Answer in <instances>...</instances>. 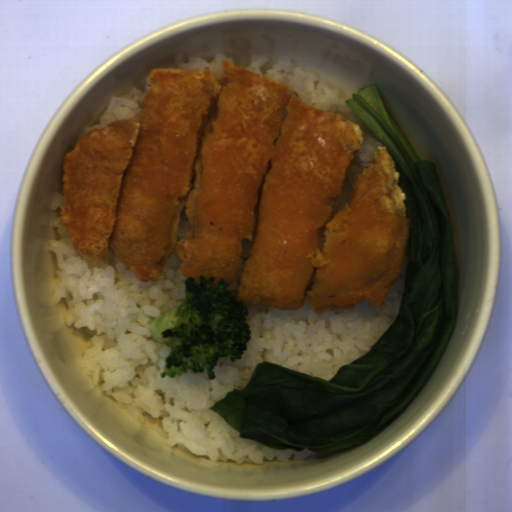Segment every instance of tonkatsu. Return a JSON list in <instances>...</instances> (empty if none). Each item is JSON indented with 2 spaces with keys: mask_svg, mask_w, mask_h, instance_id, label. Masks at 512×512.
<instances>
[{
  "mask_svg": "<svg viewBox=\"0 0 512 512\" xmlns=\"http://www.w3.org/2000/svg\"><path fill=\"white\" fill-rule=\"evenodd\" d=\"M150 71L136 118L90 128L63 159L58 211L72 248L141 282L179 274L232 285L235 299L317 315L386 305L407 258V195L386 146L344 178L363 129L293 97L290 85L221 60ZM307 296V298H306Z\"/></svg>",
  "mask_w": 512,
  "mask_h": 512,
  "instance_id": "obj_1",
  "label": "tonkatsu"
}]
</instances>
